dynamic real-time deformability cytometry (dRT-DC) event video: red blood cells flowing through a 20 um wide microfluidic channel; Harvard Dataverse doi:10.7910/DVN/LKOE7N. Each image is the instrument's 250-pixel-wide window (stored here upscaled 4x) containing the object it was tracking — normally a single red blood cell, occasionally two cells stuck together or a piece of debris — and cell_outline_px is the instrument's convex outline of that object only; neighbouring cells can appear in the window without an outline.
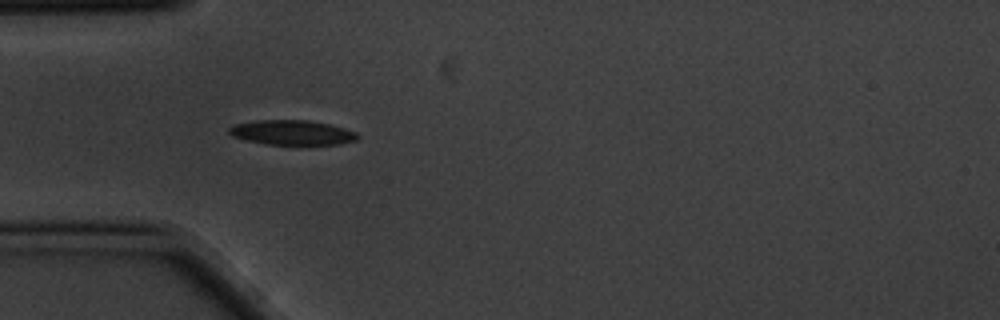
{"species": "common noctule bat (a hibernating species)", "species_latin": "Nyctalus noctula", "temperature_condition": "cold", "stored_images_in_passage": 2, "camera_frame_rate_fps": 3000, "um_per_image_px": 0.085, "animal": {"sex": "male", "body_mass_g": 20.1, "forearm_length_mm": 53.5}, "frame": {"image": 1, "passage_image": 2, "time_ms": 0.333, "image_size_px": [1000, 320], "cell_outline_px": [[360, 136], [356, 140], [340, 144], [308, 148], [268, 144], [248, 140], [232, 136], [228, 132], [228, 128], [236, 124], [256, 120], [308, 120], [328, 124], [344, 128], [356, 132]], "centroid_in_image_um": [24.9, 11.32], "position_along_channel_um": 60.1, "area_um2": 19.36}}